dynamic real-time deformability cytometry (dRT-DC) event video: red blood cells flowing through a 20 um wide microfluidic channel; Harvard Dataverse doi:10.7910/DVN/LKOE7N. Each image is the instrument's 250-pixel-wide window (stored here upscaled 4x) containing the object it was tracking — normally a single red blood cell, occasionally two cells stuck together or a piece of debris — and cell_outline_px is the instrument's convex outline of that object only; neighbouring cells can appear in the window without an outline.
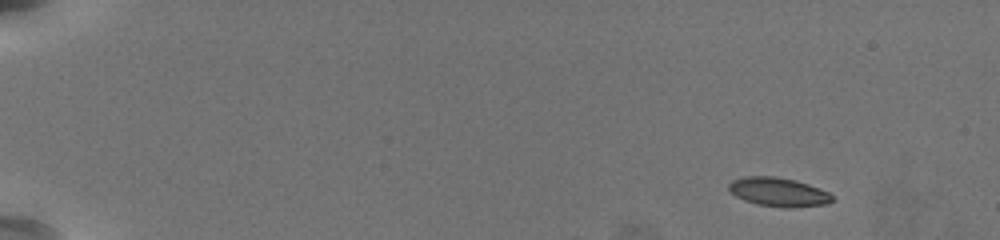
{"species": "common noctule bat (a hibernating species)", "species_latin": "Nyctalus noctula", "temperature_condition": "warm", "stored_images_in_passage": 53, "camera_frame_rate_fps": 3000, "um_per_image_px": 0.085, "animal": {"sex": "female", "body_mass_g": 19.5, "forearm_length_mm": 54.1}, "frame": {"image": 1, "passage_image": 1, "time_ms": 0.0, "image_size_px": [1000, 240], "cell_outline_px": [[832, 200], [828, 204], [784, 208], [756, 204], [744, 200], [736, 196], [728, 188], [728, 184], [732, 180], [744, 176], [776, 176], [796, 180], [808, 184], [828, 192], [832, 196]], "centroid_in_image_um": [66.14, 16.31], "position_along_channel_um": 18.9, "area_um2": 17.4}}
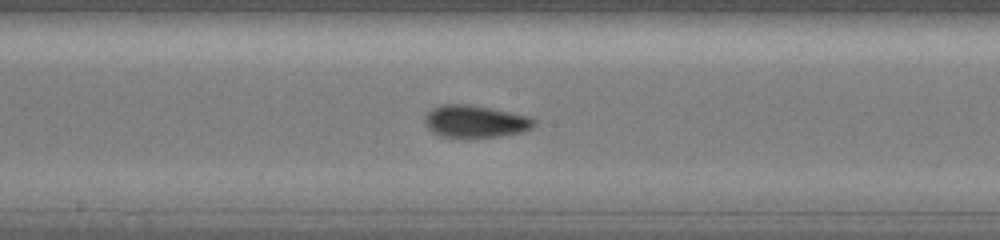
{"frame": {"image": 2, "passage_image": 29, "time_ms": 9.333, "image_size_px": [1000, 240], "cell_outline_px": [[536, 124], [532, 128], [520, 132], [500, 136], [468, 140], [440, 136], [432, 132], [424, 124], [424, 116], [432, 108], [440, 104], [468, 104], [528, 116], [536, 120]], "centroid_in_image_um": [40.34, 10.36], "position_along_channel_um": 207.9, "area_um2": 21.1}}
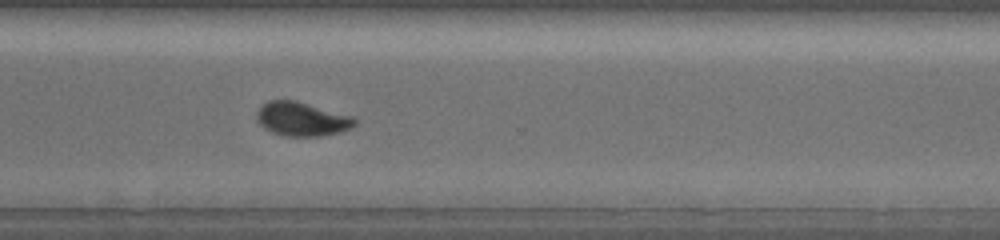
{"frame": {"image": 3, "passage_image": 40, "time_ms": 13.0, "image_size_px": [1000, 240], "cell_outline_px": [[356, 124], [352, 128], [340, 132], [320, 136], [284, 136], [272, 132], [264, 128], [256, 120], [256, 112], [268, 100], [296, 100], [352, 116], [356, 120]], "centroid_in_image_um": [25.65, 10.12], "position_along_channel_um": 344.9, "area_um2": 19.42}, "authors_computed_cell_mechanics": {"area_um2": 18.7272, "velocity_mm_per_s": 3.7505, "shape_relaxation_time_tau1_ms": 3.2352, "shape_relaxation_time_tau2_ms": 1.0963, "deformation_change_tau1": 0.1485, "deformation_change_tau2": 0.0557}}